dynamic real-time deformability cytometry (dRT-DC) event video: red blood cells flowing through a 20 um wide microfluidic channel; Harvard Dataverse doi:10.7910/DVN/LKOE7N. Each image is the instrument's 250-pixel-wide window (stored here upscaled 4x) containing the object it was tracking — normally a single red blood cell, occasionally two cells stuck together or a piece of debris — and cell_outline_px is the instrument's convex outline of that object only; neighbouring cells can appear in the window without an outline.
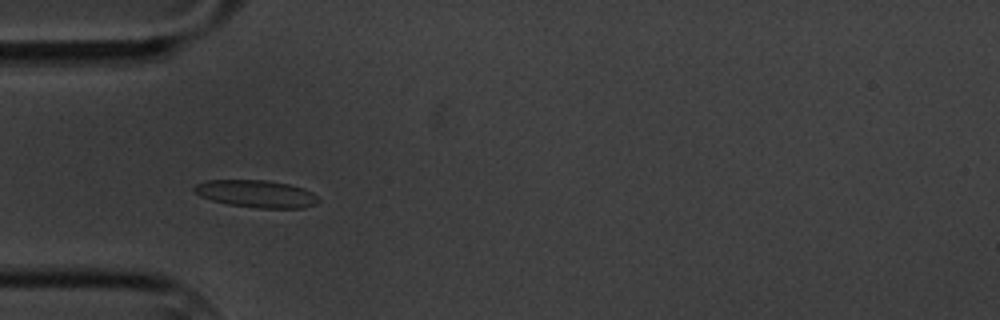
{"species": "common noctule bat (a hibernating species)", "species_latin": "Nyctalus noctula", "temperature_condition": "cold", "stored_images_in_passage": 46, "camera_frame_rate_fps": 3000, "um_per_image_px": 0.085, "animal": {"sex": "male", "body_mass_g": 20.1, "forearm_length_mm": 53.5}, "frame": {"image": 1, "passage_image": 4, "time_ms": 1.0, "image_size_px": [1000, 320], "cell_outline_px": [[320, 200], [316, 204], [304, 208], [260, 208], [228, 204], [212, 200], [200, 196], [192, 192], [192, 188], [196, 184], [208, 180], [268, 180], [288, 184], [304, 188], [312, 192]], "centroid_in_image_um": [21.78, 16.47], "position_along_channel_um": 63.2, "area_um2": 19.88}}
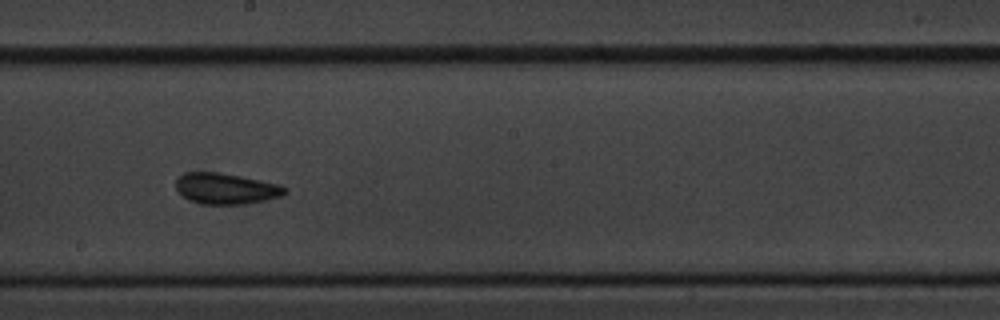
{"frame": {"image": 2, "passage_image": 19, "time_ms": 6.0, "image_size_px": [1000, 320], "cell_outline_px": [[288, 192], [280, 196], [264, 200], [244, 204], [200, 204], [188, 200], [176, 188], [176, 180], [184, 172], [220, 172], [280, 184], [288, 188]], "centroid_in_image_um": [19.21, 16.03], "position_along_channel_um": 229.0, "area_um2": 19.65}}
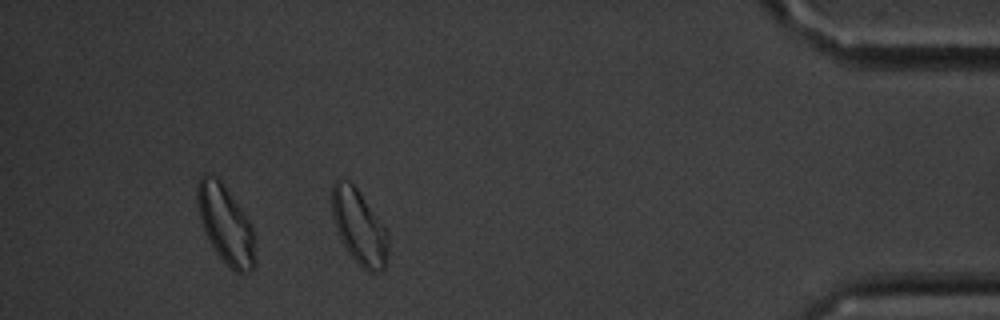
{"frame": {"image": 3, "passage_image": 39, "time_ms": 12.667, "image_size_px": [1000, 320], "cell_outline_px": [[388, 256], [384, 268], [380, 272], [368, 272], [348, 252], [336, 228], [332, 216], [332, 188], [336, 180], [348, 180], [356, 188], [388, 232]], "centroid_in_image_um": [30.54, 19.31], "position_along_channel_um": 404.7, "area_um2": 23.93}, "authors_computed_cell_mechanics": {"area_um2": 19.6231, "velocity_mm_per_s": 3.331, "shape_relaxation_time_tau1_ms": 5.9293, "shape_relaxation_time_tau2_ms": 2.0445, "deformation_change_tau1": 0.0953, "deformation_change_tau2": 0.0875}}